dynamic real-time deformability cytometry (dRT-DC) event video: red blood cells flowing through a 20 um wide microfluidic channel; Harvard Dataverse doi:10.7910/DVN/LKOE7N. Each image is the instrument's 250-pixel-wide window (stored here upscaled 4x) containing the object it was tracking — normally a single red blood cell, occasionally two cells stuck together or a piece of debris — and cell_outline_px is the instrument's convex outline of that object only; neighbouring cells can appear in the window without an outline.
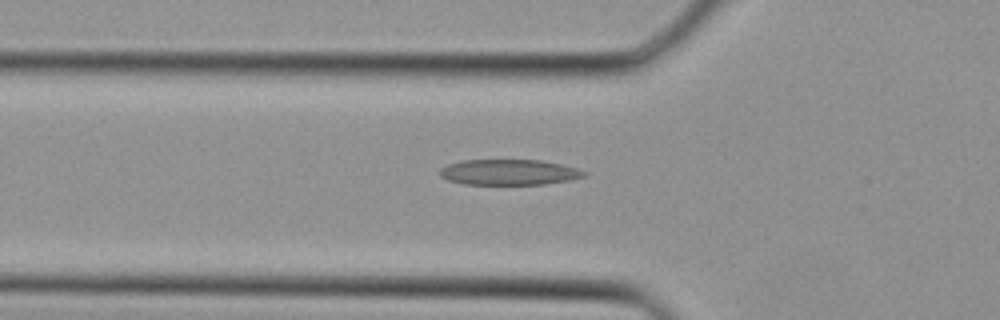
{"species": "Egyptian fruit bat (a non-hibernating species)", "species_latin": "Rousettus aegyptiacus", "temperature_condition": "cold", "stored_images_in_passage": 36, "camera_frame_rate_fps": 3000, "um_per_image_px": 0.085, "animal": {"sex": "female"}, "frame": {"image": 1, "passage_image": 12, "time_ms": 3.667, "image_size_px": [1000, 320], "cell_outline_px": [[588, 176], [568, 180], [544, 184], [464, 184], [448, 180], [440, 176], [440, 168], [448, 164], [460, 160], [540, 160], [560, 164], [576, 168], [588, 172]], "centroid_in_image_um": [43.26, 14.63], "position_along_channel_um": 82.5, "area_um2": 21.5}}
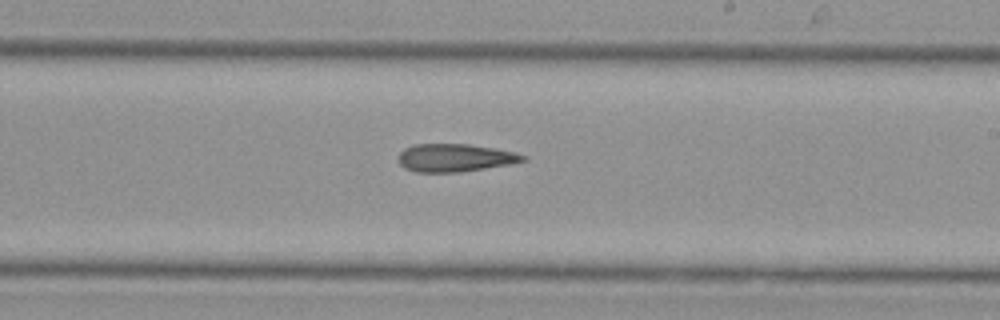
{"frame": {"image": 2, "passage_image": 21, "time_ms": 6.667, "image_size_px": [1000, 320], "cell_outline_px": [[528, 160], [512, 164], [460, 172], [416, 172], [404, 168], [400, 164], [396, 156], [404, 148], [412, 144], [468, 144], [496, 148], [516, 152], [528, 156]], "centroid_in_image_um": [38.69, 13.41], "position_along_channel_um": 250.3, "area_um2": 20.63}}
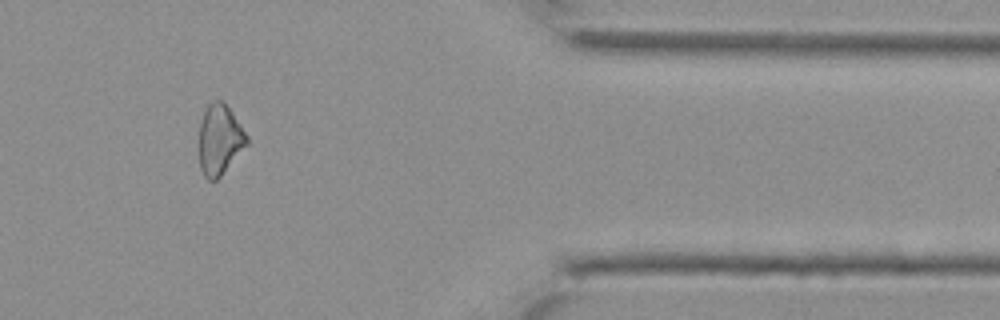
{"frame": {"image": 3, "passage_image": 30, "time_ms": 9.667, "image_size_px": [1000, 320], "cell_outline_px": [[248, 144], [220, 176], [216, 180], [208, 180], [204, 176], [200, 168], [200, 120], [208, 104], [216, 100], [220, 100], [232, 112], [248, 136]], "centroid_in_image_um": [18.67, 11.88], "position_along_channel_um": 392.7, "area_um2": 19.25}}